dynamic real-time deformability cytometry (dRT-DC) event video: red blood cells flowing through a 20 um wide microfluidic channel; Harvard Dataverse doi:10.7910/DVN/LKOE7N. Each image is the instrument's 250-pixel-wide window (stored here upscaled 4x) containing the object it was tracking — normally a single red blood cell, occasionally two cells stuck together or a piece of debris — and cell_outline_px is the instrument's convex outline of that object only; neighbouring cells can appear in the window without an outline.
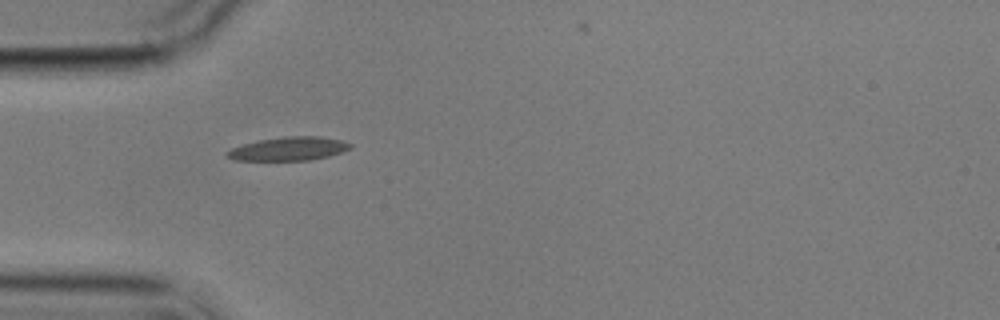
{"species": "common noctule bat (a hibernating species)", "species_latin": "Nyctalus noctula", "temperature_condition": "cold", "stored_images_in_passage": 2, "camera_frame_rate_fps": 3000, "um_per_image_px": 0.085, "animal": {"sex": "male", "body_mass_g": 17.9}, "frame": {"image": 1, "passage_image": 1, "time_ms": 0.0, "image_size_px": [1000, 320], "cell_outline_px": [[352, 148], [328, 156], [312, 160], [232, 160], [224, 156], [224, 152], [232, 148], [244, 144], [260, 140], [284, 136], [320, 136], [340, 140], [352, 144]], "centroid_in_image_um": [24.51, 12.65], "position_along_channel_um": 60.5, "area_um2": 16.94}}
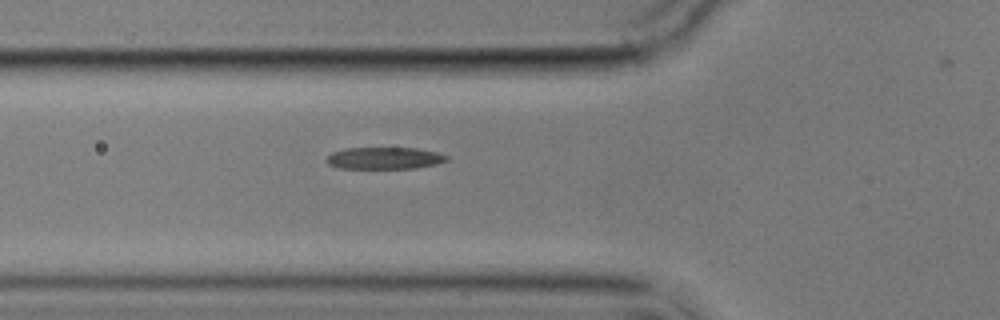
{"frame": {"image": 2, "passage_image": 2, "time_ms": 1.0, "image_size_px": [1000, 320], "cell_outline_px": [[448, 160], [436, 164], [416, 168], [340, 168], [328, 164], [328, 156], [332, 152], [348, 148], [416, 148], [436, 152], [448, 156]], "centroid_in_image_um": [32.7, 13.44], "position_along_channel_um": 93.1, "area_um2": 15.14}}